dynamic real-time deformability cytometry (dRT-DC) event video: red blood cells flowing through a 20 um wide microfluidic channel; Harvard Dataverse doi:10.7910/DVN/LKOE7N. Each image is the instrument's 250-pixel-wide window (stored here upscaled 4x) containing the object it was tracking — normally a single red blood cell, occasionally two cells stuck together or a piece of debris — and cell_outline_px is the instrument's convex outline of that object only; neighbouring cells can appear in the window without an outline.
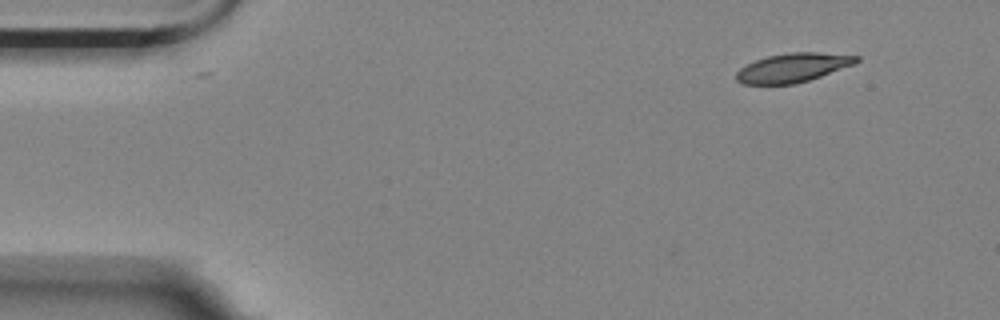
{"species": "Egyptian fruit bat (a non-hibernating species)", "species_latin": "Rousettus aegyptiacus", "temperature_condition": "room temperature", "stored_images_in_passage": 4, "segment_of_instrument_passage": [2, 2], "camera_frame_rate_fps": 3000, "um_per_image_px": 0.085, "animal": {"sex": "female"}, "frame": {"image": 1, "passage_image": 4, "time_ms": 4.667, "image_size_px": [1000, 320], "cell_outline_px": [[860, 60], [856, 64], [796, 84], [744, 84], [736, 80], [736, 72], [740, 68], [756, 60], [768, 56], [788, 52], [820, 52], [860, 56]], "centroid_in_image_um": [67.43, 5.74], "position_along_channel_um": 17.6, "area_um2": 20.29}}